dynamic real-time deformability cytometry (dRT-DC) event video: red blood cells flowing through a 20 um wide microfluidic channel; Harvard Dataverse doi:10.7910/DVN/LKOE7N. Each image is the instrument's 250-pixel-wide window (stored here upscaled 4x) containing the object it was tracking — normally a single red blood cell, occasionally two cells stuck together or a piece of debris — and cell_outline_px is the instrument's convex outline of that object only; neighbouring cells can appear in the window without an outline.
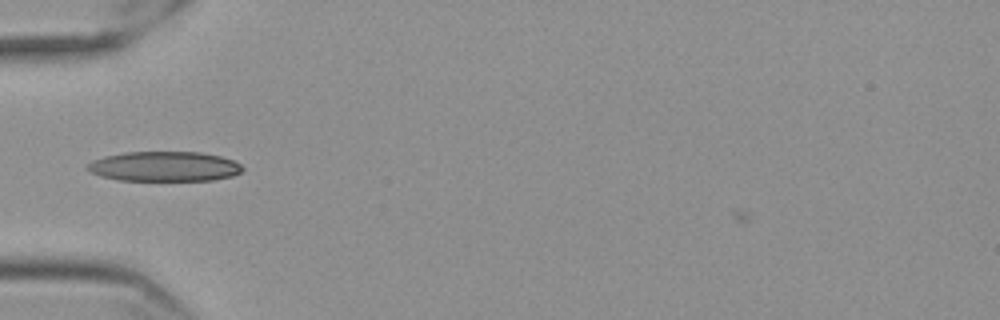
{"species": "Egyptian fruit bat (a non-hibernating species)", "species_latin": "Rousettus aegyptiacus", "temperature_condition": "cold", "stored_images_in_passage": 35, "camera_frame_rate_fps": 3000, "um_per_image_px": 0.085, "frame": {"image": 1, "passage_image": 1, "time_ms": 0.0, "image_size_px": [1000, 320], "cell_outline_px": [[244, 168], [240, 172], [232, 176], [212, 180], [120, 180], [100, 176], [84, 168], [88, 164], [104, 156], [124, 152], [200, 152], [220, 156], [232, 160], [240, 164]], "centroid_in_image_um": [13.97, 14.14], "position_along_channel_um": 71.0, "area_um2": 26.82}}
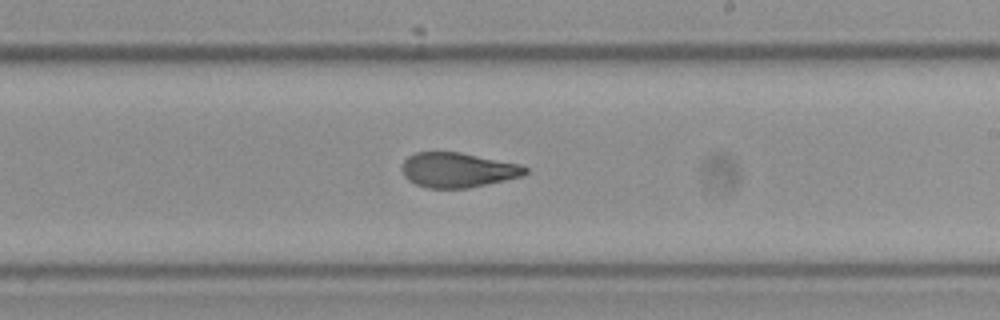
{"frame": {"image": 2, "passage_image": 16, "time_ms": 5.0, "image_size_px": [1000, 320], "cell_outline_px": [[528, 172], [520, 176], [504, 180], [468, 188], [428, 188], [416, 184], [408, 180], [404, 176], [400, 168], [404, 160], [408, 156], [416, 152], [460, 152], [516, 164], [528, 168]], "centroid_in_image_um": [38.83, 14.45], "position_along_channel_um": 250.2, "area_um2": 24.74}}
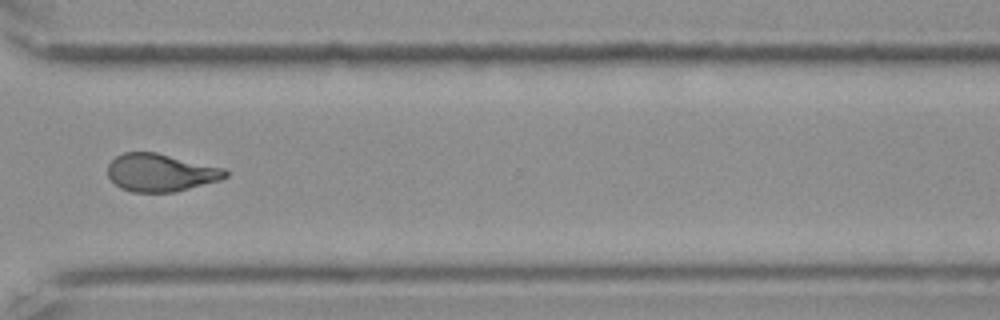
{"frame": {"image": 3, "passage_image": 25, "time_ms": 8.0, "image_size_px": [1000, 320], "cell_outline_px": [[228, 176], [220, 180], [176, 192], [132, 192], [120, 188], [108, 176], [108, 164], [116, 156], [124, 152], [156, 152], [224, 168], [228, 172]], "centroid_in_image_um": [13.65, 14.67], "position_along_channel_um": 356.9, "area_um2": 25.89}, "authors_computed_cell_mechanics": {"area_um2": 25.7788, "velocity_mm_per_s": 3.5617, "shape_relaxation_time_tau1_ms": null, "shape_relaxation_time_tau2_ms": 1.8345, "deformation_change_tau1": null, "deformation_change_tau2": 0.0863}}